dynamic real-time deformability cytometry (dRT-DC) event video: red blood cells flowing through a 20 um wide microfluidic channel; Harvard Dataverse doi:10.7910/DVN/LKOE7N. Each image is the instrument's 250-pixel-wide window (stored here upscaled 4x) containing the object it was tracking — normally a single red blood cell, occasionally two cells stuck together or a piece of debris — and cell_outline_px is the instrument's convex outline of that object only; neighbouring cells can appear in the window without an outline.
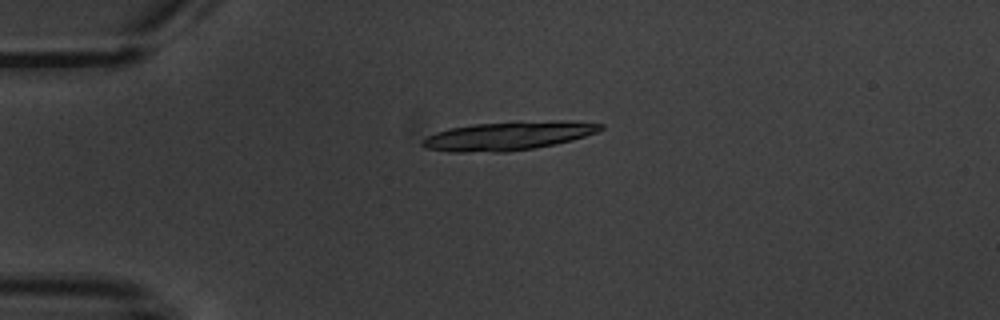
{"species": "common noctule bat (a hibernating species)", "species_latin": "Nyctalus noctula", "temperature_condition": "warm", "stored_images_in_passage": 3, "camera_frame_rate_fps": 3000, "um_per_image_px": 0.085, "animal": {"sex": "male", "body_mass_g": 20.1, "forearm_length_mm": 53.5}, "frame": {"image": 1, "passage_image": 1, "time_ms": 0.0, "image_size_px": [1000, 320], "cell_outline_px": [[604, 128], [596, 132], [572, 140], [556, 144], [532, 148], [504, 152], [448, 152], [424, 148], [420, 144], [420, 140], [436, 132], [448, 128], [472, 124], [516, 120], [572, 120], [604, 124]], "centroid_in_image_um": [43.19, 11.52], "position_along_channel_um": 41.8, "area_um2": 30.52}}